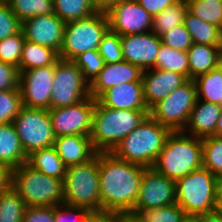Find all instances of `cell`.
Wrapping results in <instances>:
<instances>
[{
  "label": "cell",
  "mask_w": 222,
  "mask_h": 222,
  "mask_svg": "<svg viewBox=\"0 0 222 222\" xmlns=\"http://www.w3.org/2000/svg\"><path fill=\"white\" fill-rule=\"evenodd\" d=\"M196 100V84L194 80L189 79L165 99L156 103L149 110V115L172 132L184 131Z\"/></svg>",
  "instance_id": "9"
},
{
  "label": "cell",
  "mask_w": 222,
  "mask_h": 222,
  "mask_svg": "<svg viewBox=\"0 0 222 222\" xmlns=\"http://www.w3.org/2000/svg\"><path fill=\"white\" fill-rule=\"evenodd\" d=\"M65 22L55 13L37 15L22 22L25 40L50 47L60 52L63 45Z\"/></svg>",
  "instance_id": "16"
},
{
  "label": "cell",
  "mask_w": 222,
  "mask_h": 222,
  "mask_svg": "<svg viewBox=\"0 0 222 222\" xmlns=\"http://www.w3.org/2000/svg\"><path fill=\"white\" fill-rule=\"evenodd\" d=\"M93 1L99 10L105 11L109 6H111L116 2H119L120 0H93Z\"/></svg>",
  "instance_id": "50"
},
{
  "label": "cell",
  "mask_w": 222,
  "mask_h": 222,
  "mask_svg": "<svg viewBox=\"0 0 222 222\" xmlns=\"http://www.w3.org/2000/svg\"><path fill=\"white\" fill-rule=\"evenodd\" d=\"M151 16L161 13L164 9L179 0H136Z\"/></svg>",
  "instance_id": "46"
},
{
  "label": "cell",
  "mask_w": 222,
  "mask_h": 222,
  "mask_svg": "<svg viewBox=\"0 0 222 222\" xmlns=\"http://www.w3.org/2000/svg\"><path fill=\"white\" fill-rule=\"evenodd\" d=\"M109 29L120 36L152 31L151 16L136 0H120L105 10Z\"/></svg>",
  "instance_id": "14"
},
{
  "label": "cell",
  "mask_w": 222,
  "mask_h": 222,
  "mask_svg": "<svg viewBox=\"0 0 222 222\" xmlns=\"http://www.w3.org/2000/svg\"><path fill=\"white\" fill-rule=\"evenodd\" d=\"M98 52L106 64L122 61L120 35L109 29L102 38Z\"/></svg>",
  "instance_id": "40"
},
{
  "label": "cell",
  "mask_w": 222,
  "mask_h": 222,
  "mask_svg": "<svg viewBox=\"0 0 222 222\" xmlns=\"http://www.w3.org/2000/svg\"><path fill=\"white\" fill-rule=\"evenodd\" d=\"M162 44L179 51H187L193 41L190 33L183 24L171 28L161 36Z\"/></svg>",
  "instance_id": "41"
},
{
  "label": "cell",
  "mask_w": 222,
  "mask_h": 222,
  "mask_svg": "<svg viewBox=\"0 0 222 222\" xmlns=\"http://www.w3.org/2000/svg\"><path fill=\"white\" fill-rule=\"evenodd\" d=\"M81 69L84 79L90 84L103 69L104 61L98 50L79 54L72 60Z\"/></svg>",
  "instance_id": "39"
},
{
  "label": "cell",
  "mask_w": 222,
  "mask_h": 222,
  "mask_svg": "<svg viewBox=\"0 0 222 222\" xmlns=\"http://www.w3.org/2000/svg\"><path fill=\"white\" fill-rule=\"evenodd\" d=\"M186 30L190 33L193 43L219 46L220 28L204 22L187 11L184 19Z\"/></svg>",
  "instance_id": "28"
},
{
  "label": "cell",
  "mask_w": 222,
  "mask_h": 222,
  "mask_svg": "<svg viewBox=\"0 0 222 222\" xmlns=\"http://www.w3.org/2000/svg\"><path fill=\"white\" fill-rule=\"evenodd\" d=\"M187 11L186 0H179L170 5L161 13L153 16L152 32L161 37L171 28L183 24Z\"/></svg>",
  "instance_id": "29"
},
{
  "label": "cell",
  "mask_w": 222,
  "mask_h": 222,
  "mask_svg": "<svg viewBox=\"0 0 222 222\" xmlns=\"http://www.w3.org/2000/svg\"><path fill=\"white\" fill-rule=\"evenodd\" d=\"M148 116L149 111L111 109L95 100L89 135L93 147L98 153L112 152Z\"/></svg>",
  "instance_id": "2"
},
{
  "label": "cell",
  "mask_w": 222,
  "mask_h": 222,
  "mask_svg": "<svg viewBox=\"0 0 222 222\" xmlns=\"http://www.w3.org/2000/svg\"><path fill=\"white\" fill-rule=\"evenodd\" d=\"M10 0H0V3H8Z\"/></svg>",
  "instance_id": "57"
},
{
  "label": "cell",
  "mask_w": 222,
  "mask_h": 222,
  "mask_svg": "<svg viewBox=\"0 0 222 222\" xmlns=\"http://www.w3.org/2000/svg\"><path fill=\"white\" fill-rule=\"evenodd\" d=\"M174 203H176L175 180L162 175L153 167H148L143 172L138 199L130 215L136 217L141 211Z\"/></svg>",
  "instance_id": "12"
},
{
  "label": "cell",
  "mask_w": 222,
  "mask_h": 222,
  "mask_svg": "<svg viewBox=\"0 0 222 222\" xmlns=\"http://www.w3.org/2000/svg\"><path fill=\"white\" fill-rule=\"evenodd\" d=\"M27 164L47 176L60 180L65 178L67 167L53 146L33 151L27 158Z\"/></svg>",
  "instance_id": "25"
},
{
  "label": "cell",
  "mask_w": 222,
  "mask_h": 222,
  "mask_svg": "<svg viewBox=\"0 0 222 222\" xmlns=\"http://www.w3.org/2000/svg\"><path fill=\"white\" fill-rule=\"evenodd\" d=\"M54 74L55 65L19 73L18 86L24 107L50 109Z\"/></svg>",
  "instance_id": "15"
},
{
  "label": "cell",
  "mask_w": 222,
  "mask_h": 222,
  "mask_svg": "<svg viewBox=\"0 0 222 222\" xmlns=\"http://www.w3.org/2000/svg\"><path fill=\"white\" fill-rule=\"evenodd\" d=\"M213 136L222 137V109H221V112H220L219 119L217 121V126H216V129H215V134Z\"/></svg>",
  "instance_id": "51"
},
{
  "label": "cell",
  "mask_w": 222,
  "mask_h": 222,
  "mask_svg": "<svg viewBox=\"0 0 222 222\" xmlns=\"http://www.w3.org/2000/svg\"><path fill=\"white\" fill-rule=\"evenodd\" d=\"M199 222H222V214L217 210L210 213L200 214Z\"/></svg>",
  "instance_id": "49"
},
{
  "label": "cell",
  "mask_w": 222,
  "mask_h": 222,
  "mask_svg": "<svg viewBox=\"0 0 222 222\" xmlns=\"http://www.w3.org/2000/svg\"><path fill=\"white\" fill-rule=\"evenodd\" d=\"M8 3L21 22L33 16L54 13L53 0H10Z\"/></svg>",
  "instance_id": "35"
},
{
  "label": "cell",
  "mask_w": 222,
  "mask_h": 222,
  "mask_svg": "<svg viewBox=\"0 0 222 222\" xmlns=\"http://www.w3.org/2000/svg\"><path fill=\"white\" fill-rule=\"evenodd\" d=\"M96 100L111 109L149 111L143 98L142 82H128L111 87Z\"/></svg>",
  "instance_id": "20"
},
{
  "label": "cell",
  "mask_w": 222,
  "mask_h": 222,
  "mask_svg": "<svg viewBox=\"0 0 222 222\" xmlns=\"http://www.w3.org/2000/svg\"><path fill=\"white\" fill-rule=\"evenodd\" d=\"M53 147L66 167L83 164L97 155L89 136L64 135L55 138Z\"/></svg>",
  "instance_id": "21"
},
{
  "label": "cell",
  "mask_w": 222,
  "mask_h": 222,
  "mask_svg": "<svg viewBox=\"0 0 222 222\" xmlns=\"http://www.w3.org/2000/svg\"><path fill=\"white\" fill-rule=\"evenodd\" d=\"M27 158L13 123L0 124V163L14 169L27 163Z\"/></svg>",
  "instance_id": "23"
},
{
  "label": "cell",
  "mask_w": 222,
  "mask_h": 222,
  "mask_svg": "<svg viewBox=\"0 0 222 222\" xmlns=\"http://www.w3.org/2000/svg\"><path fill=\"white\" fill-rule=\"evenodd\" d=\"M219 53H222V27L220 28V37H219Z\"/></svg>",
  "instance_id": "56"
},
{
  "label": "cell",
  "mask_w": 222,
  "mask_h": 222,
  "mask_svg": "<svg viewBox=\"0 0 222 222\" xmlns=\"http://www.w3.org/2000/svg\"><path fill=\"white\" fill-rule=\"evenodd\" d=\"M146 167L99 152V193L101 212L130 215L139 195Z\"/></svg>",
  "instance_id": "1"
},
{
  "label": "cell",
  "mask_w": 222,
  "mask_h": 222,
  "mask_svg": "<svg viewBox=\"0 0 222 222\" xmlns=\"http://www.w3.org/2000/svg\"><path fill=\"white\" fill-rule=\"evenodd\" d=\"M12 123L27 156L33 151L53 146L55 136L47 109L23 106Z\"/></svg>",
  "instance_id": "10"
},
{
  "label": "cell",
  "mask_w": 222,
  "mask_h": 222,
  "mask_svg": "<svg viewBox=\"0 0 222 222\" xmlns=\"http://www.w3.org/2000/svg\"><path fill=\"white\" fill-rule=\"evenodd\" d=\"M54 13L65 23L87 18L99 9L93 0H53Z\"/></svg>",
  "instance_id": "27"
},
{
  "label": "cell",
  "mask_w": 222,
  "mask_h": 222,
  "mask_svg": "<svg viewBox=\"0 0 222 222\" xmlns=\"http://www.w3.org/2000/svg\"><path fill=\"white\" fill-rule=\"evenodd\" d=\"M123 214L110 212H92L86 222H121Z\"/></svg>",
  "instance_id": "48"
},
{
  "label": "cell",
  "mask_w": 222,
  "mask_h": 222,
  "mask_svg": "<svg viewBox=\"0 0 222 222\" xmlns=\"http://www.w3.org/2000/svg\"><path fill=\"white\" fill-rule=\"evenodd\" d=\"M89 83L72 60L59 59L55 64L50 109L69 106L89 97Z\"/></svg>",
  "instance_id": "11"
},
{
  "label": "cell",
  "mask_w": 222,
  "mask_h": 222,
  "mask_svg": "<svg viewBox=\"0 0 222 222\" xmlns=\"http://www.w3.org/2000/svg\"><path fill=\"white\" fill-rule=\"evenodd\" d=\"M188 12L219 28L222 27L221 0H186Z\"/></svg>",
  "instance_id": "33"
},
{
  "label": "cell",
  "mask_w": 222,
  "mask_h": 222,
  "mask_svg": "<svg viewBox=\"0 0 222 222\" xmlns=\"http://www.w3.org/2000/svg\"><path fill=\"white\" fill-rule=\"evenodd\" d=\"M171 132L149 115L112 153L121 160L152 167Z\"/></svg>",
  "instance_id": "4"
},
{
  "label": "cell",
  "mask_w": 222,
  "mask_h": 222,
  "mask_svg": "<svg viewBox=\"0 0 222 222\" xmlns=\"http://www.w3.org/2000/svg\"><path fill=\"white\" fill-rule=\"evenodd\" d=\"M188 80L185 75L168 70L158 68L143 70V98L148 109L150 110L156 103L165 99Z\"/></svg>",
  "instance_id": "18"
},
{
  "label": "cell",
  "mask_w": 222,
  "mask_h": 222,
  "mask_svg": "<svg viewBox=\"0 0 222 222\" xmlns=\"http://www.w3.org/2000/svg\"><path fill=\"white\" fill-rule=\"evenodd\" d=\"M216 69L222 74V53L218 54Z\"/></svg>",
  "instance_id": "55"
},
{
  "label": "cell",
  "mask_w": 222,
  "mask_h": 222,
  "mask_svg": "<svg viewBox=\"0 0 222 222\" xmlns=\"http://www.w3.org/2000/svg\"><path fill=\"white\" fill-rule=\"evenodd\" d=\"M22 107L20 89L0 91V124L12 123Z\"/></svg>",
  "instance_id": "37"
},
{
  "label": "cell",
  "mask_w": 222,
  "mask_h": 222,
  "mask_svg": "<svg viewBox=\"0 0 222 222\" xmlns=\"http://www.w3.org/2000/svg\"><path fill=\"white\" fill-rule=\"evenodd\" d=\"M22 22L12 12L9 3H0V41L18 33Z\"/></svg>",
  "instance_id": "43"
},
{
  "label": "cell",
  "mask_w": 222,
  "mask_h": 222,
  "mask_svg": "<svg viewBox=\"0 0 222 222\" xmlns=\"http://www.w3.org/2000/svg\"><path fill=\"white\" fill-rule=\"evenodd\" d=\"M22 222H54L53 206L26 207Z\"/></svg>",
  "instance_id": "45"
},
{
  "label": "cell",
  "mask_w": 222,
  "mask_h": 222,
  "mask_svg": "<svg viewBox=\"0 0 222 222\" xmlns=\"http://www.w3.org/2000/svg\"><path fill=\"white\" fill-rule=\"evenodd\" d=\"M54 222H86L91 211L67 205L65 203L53 206Z\"/></svg>",
  "instance_id": "42"
},
{
  "label": "cell",
  "mask_w": 222,
  "mask_h": 222,
  "mask_svg": "<svg viewBox=\"0 0 222 222\" xmlns=\"http://www.w3.org/2000/svg\"><path fill=\"white\" fill-rule=\"evenodd\" d=\"M95 99L91 96L81 102L48 110L55 138L64 135L89 136Z\"/></svg>",
  "instance_id": "13"
},
{
  "label": "cell",
  "mask_w": 222,
  "mask_h": 222,
  "mask_svg": "<svg viewBox=\"0 0 222 222\" xmlns=\"http://www.w3.org/2000/svg\"><path fill=\"white\" fill-rule=\"evenodd\" d=\"M216 210L222 214V181H221L220 187H219Z\"/></svg>",
  "instance_id": "52"
},
{
  "label": "cell",
  "mask_w": 222,
  "mask_h": 222,
  "mask_svg": "<svg viewBox=\"0 0 222 222\" xmlns=\"http://www.w3.org/2000/svg\"><path fill=\"white\" fill-rule=\"evenodd\" d=\"M123 60L140 67L142 70L155 68L161 37L155 33H139L120 36Z\"/></svg>",
  "instance_id": "17"
},
{
  "label": "cell",
  "mask_w": 222,
  "mask_h": 222,
  "mask_svg": "<svg viewBox=\"0 0 222 222\" xmlns=\"http://www.w3.org/2000/svg\"><path fill=\"white\" fill-rule=\"evenodd\" d=\"M26 204L11 188L0 194V222H22Z\"/></svg>",
  "instance_id": "34"
},
{
  "label": "cell",
  "mask_w": 222,
  "mask_h": 222,
  "mask_svg": "<svg viewBox=\"0 0 222 222\" xmlns=\"http://www.w3.org/2000/svg\"><path fill=\"white\" fill-rule=\"evenodd\" d=\"M59 53L47 46L25 40L21 52L20 72L55 65Z\"/></svg>",
  "instance_id": "26"
},
{
  "label": "cell",
  "mask_w": 222,
  "mask_h": 222,
  "mask_svg": "<svg viewBox=\"0 0 222 222\" xmlns=\"http://www.w3.org/2000/svg\"><path fill=\"white\" fill-rule=\"evenodd\" d=\"M13 183V168L0 163V194L9 191Z\"/></svg>",
  "instance_id": "47"
},
{
  "label": "cell",
  "mask_w": 222,
  "mask_h": 222,
  "mask_svg": "<svg viewBox=\"0 0 222 222\" xmlns=\"http://www.w3.org/2000/svg\"><path fill=\"white\" fill-rule=\"evenodd\" d=\"M222 106L208 103L202 100H196L195 106L191 111L188 124L184 133L204 138L213 136L220 116Z\"/></svg>",
  "instance_id": "22"
},
{
  "label": "cell",
  "mask_w": 222,
  "mask_h": 222,
  "mask_svg": "<svg viewBox=\"0 0 222 222\" xmlns=\"http://www.w3.org/2000/svg\"><path fill=\"white\" fill-rule=\"evenodd\" d=\"M221 179L201 167L175 181L176 203L186 215L210 213L217 208Z\"/></svg>",
  "instance_id": "5"
},
{
  "label": "cell",
  "mask_w": 222,
  "mask_h": 222,
  "mask_svg": "<svg viewBox=\"0 0 222 222\" xmlns=\"http://www.w3.org/2000/svg\"><path fill=\"white\" fill-rule=\"evenodd\" d=\"M155 68L185 75L189 79V58L187 51H179L161 44Z\"/></svg>",
  "instance_id": "31"
},
{
  "label": "cell",
  "mask_w": 222,
  "mask_h": 222,
  "mask_svg": "<svg viewBox=\"0 0 222 222\" xmlns=\"http://www.w3.org/2000/svg\"><path fill=\"white\" fill-rule=\"evenodd\" d=\"M197 88V99L222 106V74L217 70L194 79Z\"/></svg>",
  "instance_id": "30"
},
{
  "label": "cell",
  "mask_w": 222,
  "mask_h": 222,
  "mask_svg": "<svg viewBox=\"0 0 222 222\" xmlns=\"http://www.w3.org/2000/svg\"><path fill=\"white\" fill-rule=\"evenodd\" d=\"M67 205L101 212L99 193V153L90 161L67 167L63 180Z\"/></svg>",
  "instance_id": "6"
},
{
  "label": "cell",
  "mask_w": 222,
  "mask_h": 222,
  "mask_svg": "<svg viewBox=\"0 0 222 222\" xmlns=\"http://www.w3.org/2000/svg\"><path fill=\"white\" fill-rule=\"evenodd\" d=\"M201 141L203 167L222 180V137L208 136Z\"/></svg>",
  "instance_id": "32"
},
{
  "label": "cell",
  "mask_w": 222,
  "mask_h": 222,
  "mask_svg": "<svg viewBox=\"0 0 222 222\" xmlns=\"http://www.w3.org/2000/svg\"><path fill=\"white\" fill-rule=\"evenodd\" d=\"M181 222H199V215H186L185 214Z\"/></svg>",
  "instance_id": "53"
},
{
  "label": "cell",
  "mask_w": 222,
  "mask_h": 222,
  "mask_svg": "<svg viewBox=\"0 0 222 222\" xmlns=\"http://www.w3.org/2000/svg\"><path fill=\"white\" fill-rule=\"evenodd\" d=\"M108 30V19L104 10H99L84 19L65 23L59 58L73 60L83 52L98 50Z\"/></svg>",
  "instance_id": "8"
},
{
  "label": "cell",
  "mask_w": 222,
  "mask_h": 222,
  "mask_svg": "<svg viewBox=\"0 0 222 222\" xmlns=\"http://www.w3.org/2000/svg\"><path fill=\"white\" fill-rule=\"evenodd\" d=\"M189 58V79L194 80L200 75L216 69L218 46L193 43L187 50Z\"/></svg>",
  "instance_id": "24"
},
{
  "label": "cell",
  "mask_w": 222,
  "mask_h": 222,
  "mask_svg": "<svg viewBox=\"0 0 222 222\" xmlns=\"http://www.w3.org/2000/svg\"><path fill=\"white\" fill-rule=\"evenodd\" d=\"M25 42L22 29L0 41V61L14 65L20 73L21 52Z\"/></svg>",
  "instance_id": "36"
},
{
  "label": "cell",
  "mask_w": 222,
  "mask_h": 222,
  "mask_svg": "<svg viewBox=\"0 0 222 222\" xmlns=\"http://www.w3.org/2000/svg\"><path fill=\"white\" fill-rule=\"evenodd\" d=\"M12 188L27 207L56 206L64 202L63 180L34 170L27 163L13 169Z\"/></svg>",
  "instance_id": "7"
},
{
  "label": "cell",
  "mask_w": 222,
  "mask_h": 222,
  "mask_svg": "<svg viewBox=\"0 0 222 222\" xmlns=\"http://www.w3.org/2000/svg\"><path fill=\"white\" fill-rule=\"evenodd\" d=\"M143 70L125 60L106 64L89 84V93L95 100L111 87L128 83L142 82Z\"/></svg>",
  "instance_id": "19"
},
{
  "label": "cell",
  "mask_w": 222,
  "mask_h": 222,
  "mask_svg": "<svg viewBox=\"0 0 222 222\" xmlns=\"http://www.w3.org/2000/svg\"><path fill=\"white\" fill-rule=\"evenodd\" d=\"M152 167L175 181L197 171L203 167L201 138L171 132Z\"/></svg>",
  "instance_id": "3"
},
{
  "label": "cell",
  "mask_w": 222,
  "mask_h": 222,
  "mask_svg": "<svg viewBox=\"0 0 222 222\" xmlns=\"http://www.w3.org/2000/svg\"><path fill=\"white\" fill-rule=\"evenodd\" d=\"M18 69L9 63L0 61V91L8 89H19Z\"/></svg>",
  "instance_id": "44"
},
{
  "label": "cell",
  "mask_w": 222,
  "mask_h": 222,
  "mask_svg": "<svg viewBox=\"0 0 222 222\" xmlns=\"http://www.w3.org/2000/svg\"><path fill=\"white\" fill-rule=\"evenodd\" d=\"M184 216V210L174 203L161 208L141 211L136 217L140 222H181Z\"/></svg>",
  "instance_id": "38"
},
{
  "label": "cell",
  "mask_w": 222,
  "mask_h": 222,
  "mask_svg": "<svg viewBox=\"0 0 222 222\" xmlns=\"http://www.w3.org/2000/svg\"><path fill=\"white\" fill-rule=\"evenodd\" d=\"M121 222H140L137 217L131 215H123V220Z\"/></svg>",
  "instance_id": "54"
}]
</instances>
